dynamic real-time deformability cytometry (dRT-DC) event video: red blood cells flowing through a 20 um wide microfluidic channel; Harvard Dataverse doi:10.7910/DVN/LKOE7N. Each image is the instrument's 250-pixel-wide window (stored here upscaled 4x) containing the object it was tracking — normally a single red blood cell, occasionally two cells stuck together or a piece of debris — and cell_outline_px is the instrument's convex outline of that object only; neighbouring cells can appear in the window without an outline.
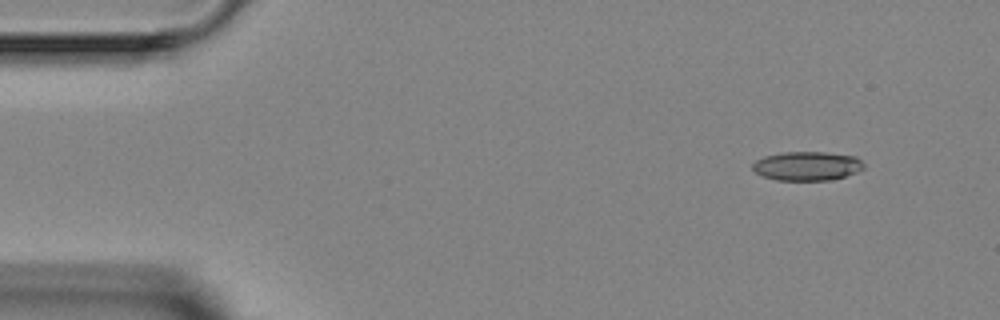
{"species": "Egyptian fruit bat (a non-hibernating species)", "species_latin": "Rousettus aegyptiacus", "temperature_condition": "room temperature", "stored_images_in_passage": 4, "camera_frame_rate_fps": 3000, "um_per_image_px": 0.085, "animal": {"sex": "female"}, "frame": {"image": 1, "passage_image": 1, "time_ms": 0.0, "image_size_px": [1000, 320], "cell_outline_px": [[864, 168], [856, 172], [844, 176], [828, 180], [776, 180], [764, 176], [756, 172], [752, 168], [752, 164], [756, 160], [764, 156], [780, 152], [828, 152], [856, 156], [864, 164]], "centroid_in_image_um": [68.6, 14.09], "position_along_channel_um": 16.4, "area_um2": 18.79}}